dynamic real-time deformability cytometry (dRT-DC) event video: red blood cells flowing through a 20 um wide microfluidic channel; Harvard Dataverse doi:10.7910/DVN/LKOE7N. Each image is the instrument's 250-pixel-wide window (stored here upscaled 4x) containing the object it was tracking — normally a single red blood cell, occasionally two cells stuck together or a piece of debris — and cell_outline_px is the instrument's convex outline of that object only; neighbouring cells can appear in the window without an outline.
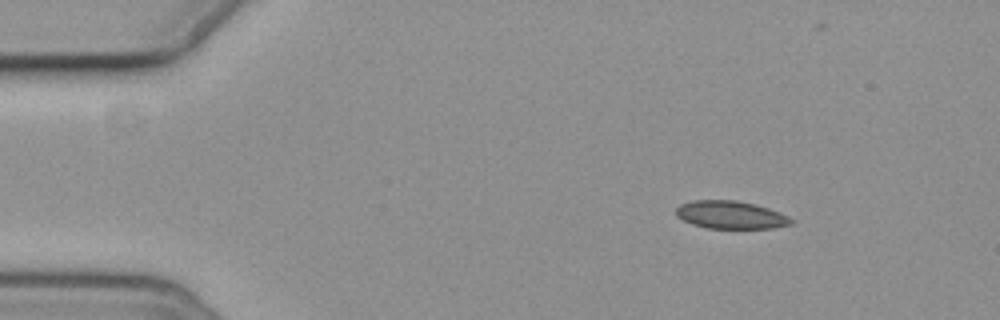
{"species": "common noctule bat (a hibernating species)", "species_latin": "Nyctalus noctula", "temperature_condition": "cold", "stored_images_in_passage": 4, "camera_frame_rate_fps": 3000, "um_per_image_px": 0.085, "animal": {"sex": "female", "body_mass_g": 19.3, "forearm_length_mm": 54.1}, "frame": {"image": 1, "passage_image": 1, "time_ms": 0.0, "image_size_px": [1000, 320], "cell_outline_px": [[796, 220], [792, 224], [772, 228], [708, 228], [692, 224], [676, 216], [676, 208], [680, 204], [692, 200], [736, 200], [756, 204], [768, 208], [788, 216]], "centroid_in_image_um": [62.12, 18.26], "position_along_channel_um": 22.9, "area_um2": 18.73}}
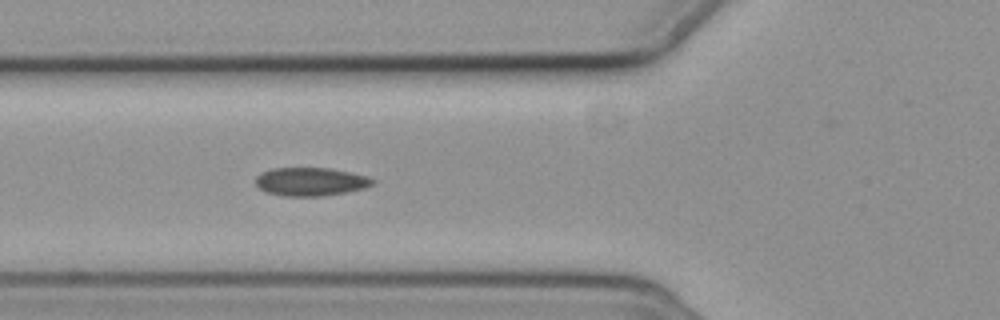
{"frame": {"image": 2, "passage_image": 4, "time_ms": 4.333, "image_size_px": [1000, 320], "cell_outline_px": [[376, 184], [364, 188], [324, 196], [284, 196], [268, 192], [260, 188], [256, 184], [256, 176], [260, 172], [272, 168], [328, 168], [368, 176], [376, 180]], "centroid_in_image_um": [26.42, 15.44], "position_along_channel_um": 99.4, "area_um2": 19.31}}